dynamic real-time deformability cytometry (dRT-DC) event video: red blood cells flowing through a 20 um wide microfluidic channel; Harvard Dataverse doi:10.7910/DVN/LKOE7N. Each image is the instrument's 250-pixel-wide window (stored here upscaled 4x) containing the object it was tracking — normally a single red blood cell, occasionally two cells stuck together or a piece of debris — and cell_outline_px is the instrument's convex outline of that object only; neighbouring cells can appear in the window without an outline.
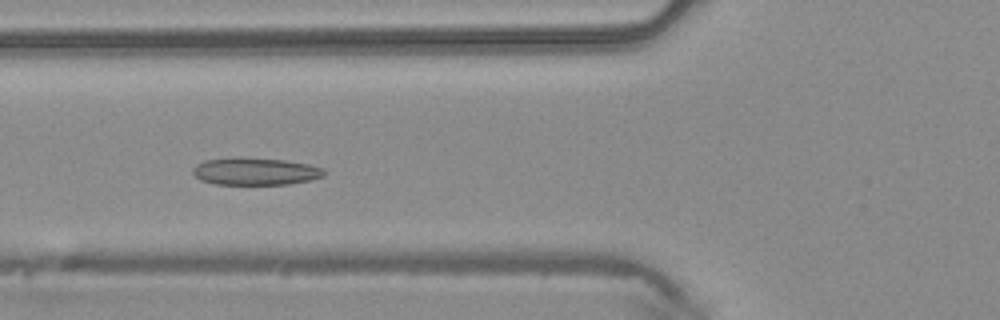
{"species": "common noctule bat (a hibernating species)", "species_latin": "Nyctalus noctula", "temperature_condition": "warm", "stored_images_in_passage": 48, "camera_frame_rate_fps": 3000, "um_per_image_px": 0.085, "animal": {"sex": "male", "body_mass_g": 20.4}, "frame": {"image": 1, "passage_image": 18, "time_ms": 5.667, "image_size_px": [1000, 320], "cell_outline_px": [[328, 172], [324, 176], [312, 180], [288, 184], [216, 184], [200, 180], [192, 172], [192, 168], [196, 164], [204, 160], [236, 156], [240, 156], [284, 160], [308, 164], [324, 168]], "centroid_in_image_um": [21.71, 14.55], "position_along_channel_um": 104.1, "area_um2": 21.33}}
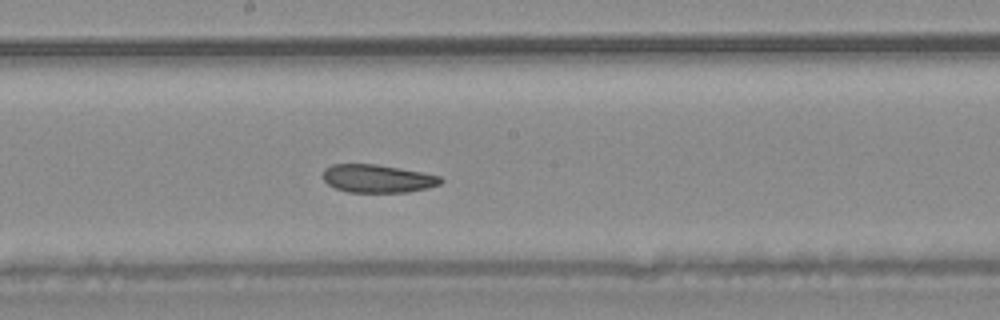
{"frame": {"image": 2, "passage_image": 26, "time_ms": 8.333, "image_size_px": [1000, 320], "cell_outline_px": [[444, 180], [440, 184], [428, 188], [408, 192], [348, 192], [336, 188], [328, 184], [324, 180], [324, 168], [332, 164], [376, 164], [400, 168], [440, 176]], "centroid_in_image_um": [32.1, 15.18], "position_along_channel_um": 216.1, "area_um2": 19.19}}
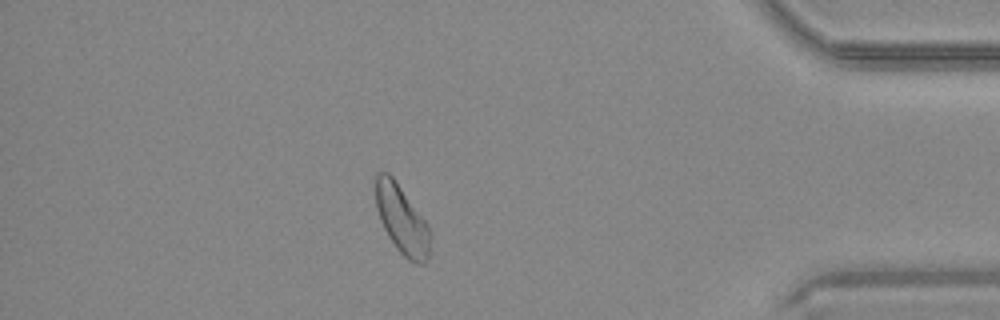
{"frame": {"image": 3, "passage_image": 42, "time_ms": 13.667, "image_size_px": [1000, 320], "cell_outline_px": [[432, 236], [428, 260], [424, 264], [416, 264], [408, 260], [396, 248], [388, 236], [380, 220], [376, 208], [376, 172], [388, 172], [392, 176], [428, 224], [432, 232]], "centroid_in_image_um": [34.19, 18.72], "position_along_channel_um": 401.0, "area_um2": 21.96}, "authors_computed_cell_mechanics": {"area_um2": 21.7906, "velocity_mm_per_s": 4.1987, "shape_relaxation_time_tau1_ms": 7.5779, "shape_relaxation_time_tau2_ms": 2.0559, "deformation_change_tau1": 0.1229, "deformation_change_tau2": 0.0615}}